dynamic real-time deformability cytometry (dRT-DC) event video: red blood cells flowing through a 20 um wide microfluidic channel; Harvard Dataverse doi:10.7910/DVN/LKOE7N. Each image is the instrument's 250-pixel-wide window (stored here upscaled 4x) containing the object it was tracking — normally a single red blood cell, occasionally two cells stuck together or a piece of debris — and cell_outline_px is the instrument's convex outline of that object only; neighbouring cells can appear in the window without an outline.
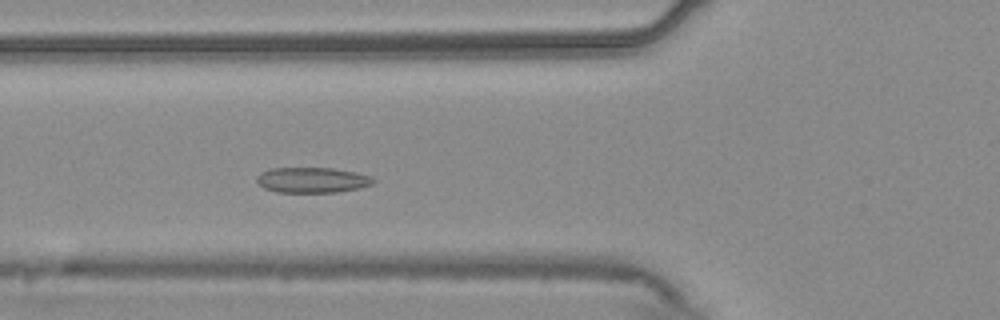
{"species": "common noctule bat (a hibernating species)", "species_latin": "Nyctalus noctula", "temperature_condition": "warm", "stored_images_in_passage": 44, "camera_frame_rate_fps": 3000, "um_per_image_px": 0.085, "animal": {"sex": "male", "body_mass_g": 20.4}, "frame": {"image": 1, "passage_image": 13, "time_ms": 4.0, "image_size_px": [1000, 320], "cell_outline_px": [[376, 180], [372, 184], [360, 188], [336, 192], [276, 192], [264, 188], [256, 180], [256, 176], [260, 172], [268, 168], [332, 168], [356, 172], [372, 176]], "centroid_in_image_um": [26.53, 15.29], "position_along_channel_um": 99.3, "area_um2": 17.4}}
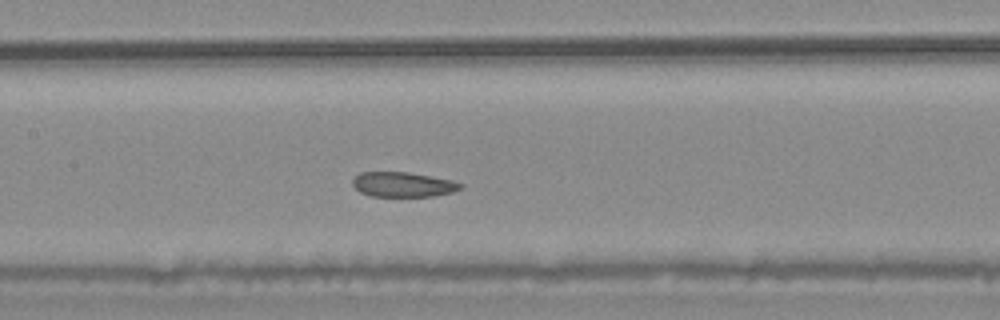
{"frame": {"image": 2, "passage_image": 19, "time_ms": 6.0, "image_size_px": [1000, 320], "cell_outline_px": [[464, 184], [460, 188], [452, 192], [432, 196], [372, 196], [360, 192], [352, 184], [352, 180], [360, 172], [408, 172], [452, 180]], "centroid_in_image_um": [34.24, 15.68], "position_along_channel_um": 173.2, "area_um2": 15.49}}
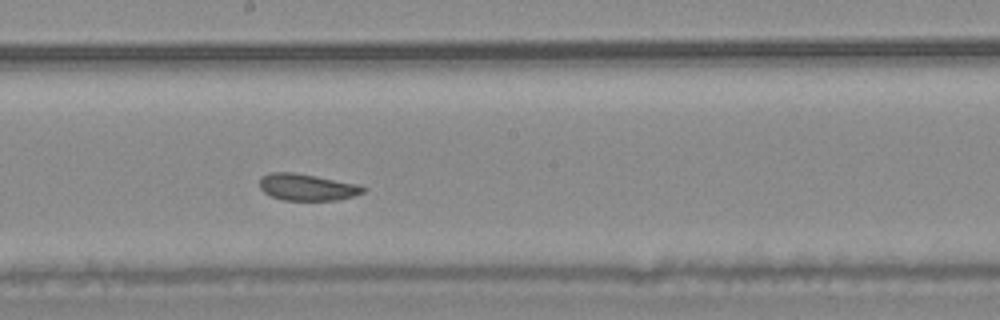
{"frame": {"image": 3, "passage_image": 23, "time_ms": 7.333, "image_size_px": [1000, 320], "cell_outline_px": [[364, 192], [352, 196], [336, 200], [284, 200], [272, 196], [264, 192], [260, 188], [260, 176], [272, 172], [292, 172], [316, 176], [356, 184], [364, 188]], "centroid_in_image_um": [26.04, 15.9], "position_along_channel_um": 222.2, "area_um2": 15.84}, "authors_computed_cell_mechanics": {"area_um2": 17.4845, "velocity_mm_per_s": 3.6775, "shape_relaxation_time_tau1_ms": 2.8872, "shape_relaxation_time_tau2_ms": 10.44, "deformation_change_tau1": 0.0638, "deformation_change_tau2": 0.146}}